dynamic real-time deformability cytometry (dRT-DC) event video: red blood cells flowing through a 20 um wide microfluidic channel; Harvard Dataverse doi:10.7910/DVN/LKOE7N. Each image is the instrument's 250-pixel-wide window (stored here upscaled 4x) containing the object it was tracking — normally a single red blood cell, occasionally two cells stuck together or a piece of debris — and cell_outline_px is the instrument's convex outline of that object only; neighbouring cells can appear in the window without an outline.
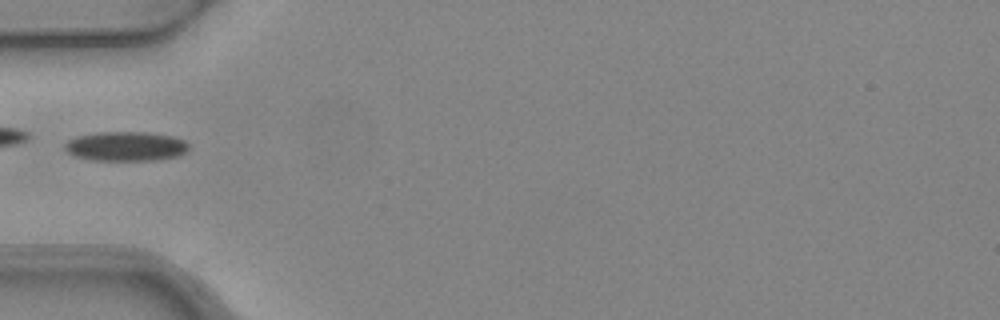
{"species": "common noctule bat (a hibernating species)", "species_latin": "Nyctalus noctula", "temperature_condition": "warm", "stored_images_in_passage": 5, "camera_frame_rate_fps": 3000, "um_per_image_px": 0.085, "animal": {"sex": "female", "body_mass_g": 24.6, "forearm_length_mm": 56.2}, "frame": {"image": 1, "passage_image": 5, "time_ms": 1.333, "image_size_px": [1000, 320], "cell_outline_px": [[188, 148], [180, 156], [156, 160], [92, 160], [72, 156], [64, 148], [64, 144], [68, 140], [76, 136], [100, 132], [144, 132], [172, 136], [184, 140], [188, 144]], "centroid_in_image_um": [10.67, 12.44], "position_along_channel_um": 74.3, "area_um2": 21.33}}